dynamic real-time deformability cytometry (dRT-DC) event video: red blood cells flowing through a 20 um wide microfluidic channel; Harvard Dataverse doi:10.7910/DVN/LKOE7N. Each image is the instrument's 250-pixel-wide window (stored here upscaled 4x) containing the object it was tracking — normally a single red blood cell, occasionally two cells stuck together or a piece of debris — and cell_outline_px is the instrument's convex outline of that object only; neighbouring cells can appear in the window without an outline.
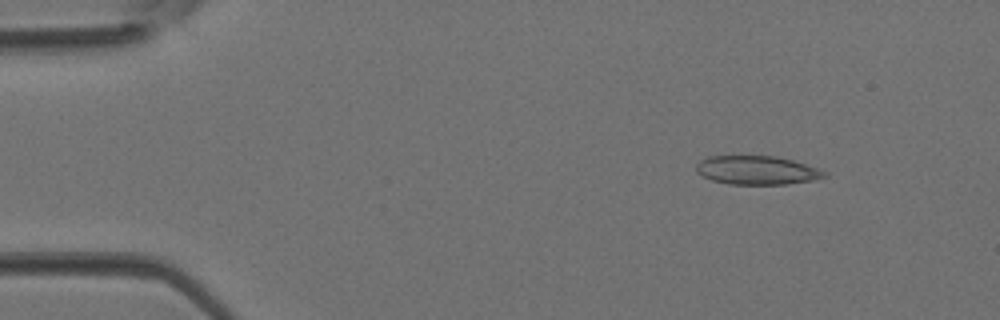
{"species": "Egyptian fruit bat (a non-hibernating species)", "species_latin": "Rousettus aegyptiacus", "temperature_condition": "room temperature", "stored_images_in_passage": 3, "camera_frame_rate_fps": 3000, "um_per_image_px": 0.085, "animal": {"sex": "female"}, "frame": {"image": 1, "passage_image": 1, "time_ms": 0.0, "image_size_px": [1000, 320], "cell_outline_px": [[828, 176], [812, 180], [788, 184], [728, 184], [712, 180], [696, 172], [696, 164], [700, 160], [708, 156], [776, 156], [792, 160], [828, 172]], "centroid_in_image_um": [64.32, 14.47], "position_along_channel_um": 20.7, "area_um2": 21.39}}
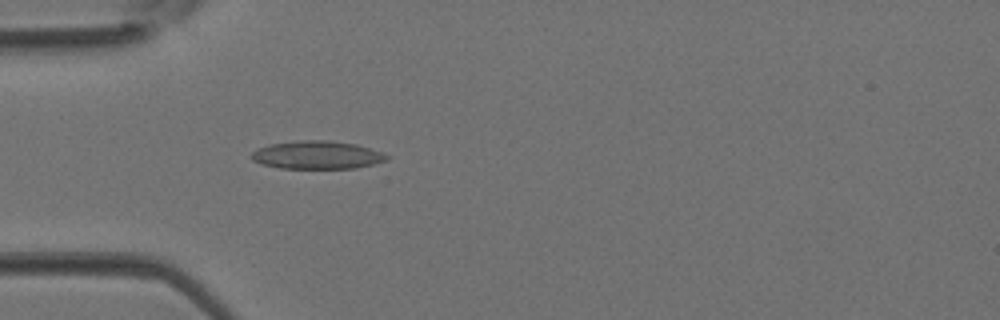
{"frame": {"image": 2, "passage_image": 3, "time_ms": 0.667, "image_size_px": [1000, 320], "cell_outline_px": [[388, 160], [356, 168], [280, 168], [264, 164], [252, 160], [248, 156], [256, 148], [272, 144], [300, 140], [328, 140], [356, 144], [384, 152], [388, 156]], "centroid_in_image_um": [26.95, 13.17], "position_along_channel_um": 58.0, "area_um2": 22.14}}